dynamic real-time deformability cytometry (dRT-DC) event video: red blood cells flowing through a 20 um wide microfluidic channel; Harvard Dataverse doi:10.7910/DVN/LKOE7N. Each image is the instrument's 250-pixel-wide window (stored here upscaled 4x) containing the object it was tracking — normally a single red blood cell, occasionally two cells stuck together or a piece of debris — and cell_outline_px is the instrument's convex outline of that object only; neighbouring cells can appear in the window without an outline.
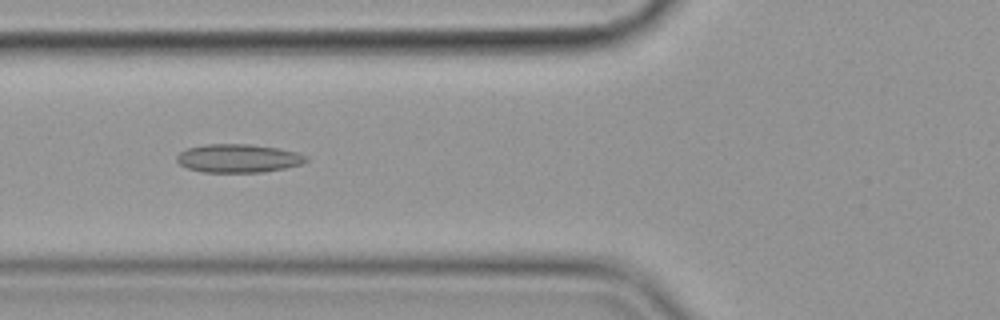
{"species": "common noctule bat (a hibernating species)", "species_latin": "Nyctalus noctula", "temperature_condition": "cold", "stored_images_in_passage": 52, "camera_frame_rate_fps": 3000, "um_per_image_px": 0.085, "animal": {"sex": "female", "body_mass_g": 19.9}, "frame": {"image": 1, "passage_image": 18, "time_ms": 5.667, "image_size_px": [1000, 320], "cell_outline_px": [[308, 160], [300, 164], [284, 168], [264, 172], [204, 172], [188, 168], [180, 164], [176, 160], [176, 156], [180, 152], [188, 148], [204, 144], [252, 144], [276, 148], [296, 152], [308, 156]], "centroid_in_image_um": [20.24, 13.45], "position_along_channel_um": 105.6, "area_um2": 21.33}}
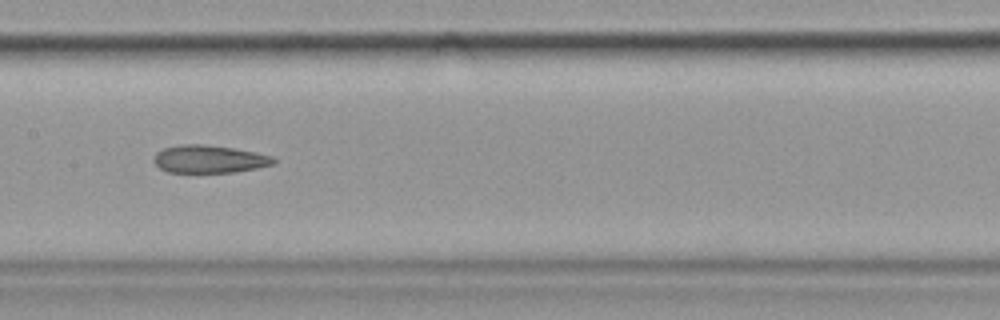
{"frame": {"image": 2, "passage_image": 25, "time_ms": 8.0, "image_size_px": [1000, 320], "cell_outline_px": [[276, 160], [272, 164], [256, 168], [232, 172], [168, 172], [160, 168], [152, 160], [156, 152], [164, 148], [180, 144], [204, 144], [232, 148], [256, 152], [272, 156]], "centroid_in_image_um": [17.75, 13.51], "position_along_channel_um": 189.7, "area_um2": 19.25}}
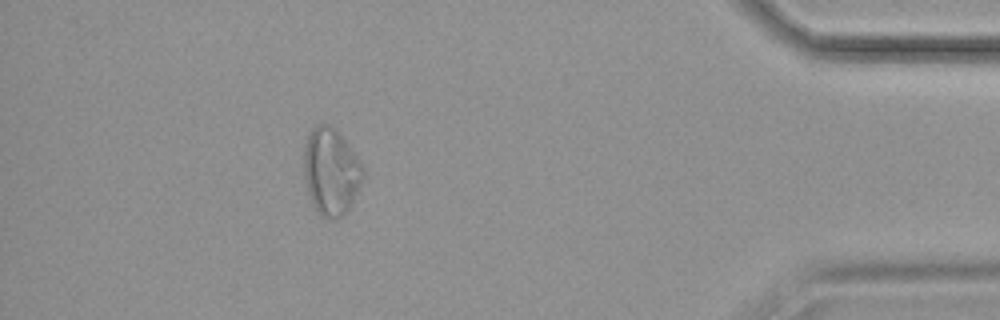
{"frame": {"image": 3, "passage_image": 47, "time_ms": 15.333, "image_size_px": [1000, 320], "cell_outline_px": [[364, 176], [348, 208], [336, 220], [328, 220], [320, 216], [312, 204], [308, 196], [304, 176], [304, 144], [312, 128], [316, 124], [328, 124], [336, 128], [356, 156], [364, 172]], "centroid_in_image_um": [28.09, 14.58], "position_along_channel_um": 407.1, "area_um2": 29.82}, "authors_computed_cell_mechanics": {"area_um2": 22.4553, "velocity_mm_per_s": 3.5948, "shape_relaxation_time_tau1_ms": null, "shape_relaxation_time_tau2_ms": 8.6417, "deformation_change_tau1": null, "deformation_change_tau2": 0.1844}}